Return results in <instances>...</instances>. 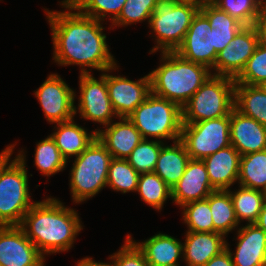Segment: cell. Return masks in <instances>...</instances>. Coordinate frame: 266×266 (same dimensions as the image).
Listing matches in <instances>:
<instances>
[{
	"mask_svg": "<svg viewBox=\"0 0 266 266\" xmlns=\"http://www.w3.org/2000/svg\"><path fill=\"white\" fill-rule=\"evenodd\" d=\"M59 3L67 11L45 9L52 33L53 60L59 66H80V74H90V68L104 72L117 66L106 42L103 22L84 15L67 0Z\"/></svg>",
	"mask_w": 266,
	"mask_h": 266,
	"instance_id": "obj_1",
	"label": "cell"
},
{
	"mask_svg": "<svg viewBox=\"0 0 266 266\" xmlns=\"http://www.w3.org/2000/svg\"><path fill=\"white\" fill-rule=\"evenodd\" d=\"M80 220L74 208L47 196L32 205L19 226L45 257L46 254L66 252L73 247L75 238L83 230Z\"/></svg>",
	"mask_w": 266,
	"mask_h": 266,
	"instance_id": "obj_2",
	"label": "cell"
},
{
	"mask_svg": "<svg viewBox=\"0 0 266 266\" xmlns=\"http://www.w3.org/2000/svg\"><path fill=\"white\" fill-rule=\"evenodd\" d=\"M160 55L161 64L149 73L151 92L182 108L212 72L175 51L161 52Z\"/></svg>",
	"mask_w": 266,
	"mask_h": 266,
	"instance_id": "obj_3",
	"label": "cell"
},
{
	"mask_svg": "<svg viewBox=\"0 0 266 266\" xmlns=\"http://www.w3.org/2000/svg\"><path fill=\"white\" fill-rule=\"evenodd\" d=\"M15 146L8 145L0 153V226L20 225L35 203L29 191L24 149L11 160Z\"/></svg>",
	"mask_w": 266,
	"mask_h": 266,
	"instance_id": "obj_4",
	"label": "cell"
},
{
	"mask_svg": "<svg viewBox=\"0 0 266 266\" xmlns=\"http://www.w3.org/2000/svg\"><path fill=\"white\" fill-rule=\"evenodd\" d=\"M200 5L177 0H157L149 20L156 45L149 53L176 51L182 44Z\"/></svg>",
	"mask_w": 266,
	"mask_h": 266,
	"instance_id": "obj_5",
	"label": "cell"
},
{
	"mask_svg": "<svg viewBox=\"0 0 266 266\" xmlns=\"http://www.w3.org/2000/svg\"><path fill=\"white\" fill-rule=\"evenodd\" d=\"M128 119L141 133L143 139L149 137L162 141L181 138L182 108L176 103L159 97L152 92L129 116Z\"/></svg>",
	"mask_w": 266,
	"mask_h": 266,
	"instance_id": "obj_6",
	"label": "cell"
},
{
	"mask_svg": "<svg viewBox=\"0 0 266 266\" xmlns=\"http://www.w3.org/2000/svg\"><path fill=\"white\" fill-rule=\"evenodd\" d=\"M111 154L96 137L94 141L75 158L70 170L69 188L74 203H82L95 197L107 187V175Z\"/></svg>",
	"mask_w": 266,
	"mask_h": 266,
	"instance_id": "obj_7",
	"label": "cell"
},
{
	"mask_svg": "<svg viewBox=\"0 0 266 266\" xmlns=\"http://www.w3.org/2000/svg\"><path fill=\"white\" fill-rule=\"evenodd\" d=\"M234 86L233 78L211 74L182 107L183 124L230 116Z\"/></svg>",
	"mask_w": 266,
	"mask_h": 266,
	"instance_id": "obj_8",
	"label": "cell"
},
{
	"mask_svg": "<svg viewBox=\"0 0 266 266\" xmlns=\"http://www.w3.org/2000/svg\"><path fill=\"white\" fill-rule=\"evenodd\" d=\"M180 140L191 159L203 160L231 145L230 116L183 124Z\"/></svg>",
	"mask_w": 266,
	"mask_h": 266,
	"instance_id": "obj_9",
	"label": "cell"
},
{
	"mask_svg": "<svg viewBox=\"0 0 266 266\" xmlns=\"http://www.w3.org/2000/svg\"><path fill=\"white\" fill-rule=\"evenodd\" d=\"M99 79V80H98ZM96 79L90 74H80L78 107L75 105V115L85 120L100 123L103 127L109 125L116 117L109 98L106 85V70ZM113 117V118H112Z\"/></svg>",
	"mask_w": 266,
	"mask_h": 266,
	"instance_id": "obj_10",
	"label": "cell"
},
{
	"mask_svg": "<svg viewBox=\"0 0 266 266\" xmlns=\"http://www.w3.org/2000/svg\"><path fill=\"white\" fill-rule=\"evenodd\" d=\"M34 95L49 123L67 122L75 117L76 92L57 73L50 74Z\"/></svg>",
	"mask_w": 266,
	"mask_h": 266,
	"instance_id": "obj_11",
	"label": "cell"
},
{
	"mask_svg": "<svg viewBox=\"0 0 266 266\" xmlns=\"http://www.w3.org/2000/svg\"><path fill=\"white\" fill-rule=\"evenodd\" d=\"M175 52L213 72L218 54L214 49V28L200 11L193 17L182 44Z\"/></svg>",
	"mask_w": 266,
	"mask_h": 266,
	"instance_id": "obj_12",
	"label": "cell"
},
{
	"mask_svg": "<svg viewBox=\"0 0 266 266\" xmlns=\"http://www.w3.org/2000/svg\"><path fill=\"white\" fill-rule=\"evenodd\" d=\"M118 66L106 70V85L112 107L119 117H128L151 93L150 75L132 81L126 76L110 75Z\"/></svg>",
	"mask_w": 266,
	"mask_h": 266,
	"instance_id": "obj_13",
	"label": "cell"
},
{
	"mask_svg": "<svg viewBox=\"0 0 266 266\" xmlns=\"http://www.w3.org/2000/svg\"><path fill=\"white\" fill-rule=\"evenodd\" d=\"M257 46L258 36L254 26H244L237 32L232 42L218 52L212 74L235 79Z\"/></svg>",
	"mask_w": 266,
	"mask_h": 266,
	"instance_id": "obj_14",
	"label": "cell"
},
{
	"mask_svg": "<svg viewBox=\"0 0 266 266\" xmlns=\"http://www.w3.org/2000/svg\"><path fill=\"white\" fill-rule=\"evenodd\" d=\"M44 260L19 225L0 226V266H45Z\"/></svg>",
	"mask_w": 266,
	"mask_h": 266,
	"instance_id": "obj_15",
	"label": "cell"
},
{
	"mask_svg": "<svg viewBox=\"0 0 266 266\" xmlns=\"http://www.w3.org/2000/svg\"><path fill=\"white\" fill-rule=\"evenodd\" d=\"M214 191L204 162L190 159L183 176L171 189V199L181 207L192 201L206 199Z\"/></svg>",
	"mask_w": 266,
	"mask_h": 266,
	"instance_id": "obj_16",
	"label": "cell"
},
{
	"mask_svg": "<svg viewBox=\"0 0 266 266\" xmlns=\"http://www.w3.org/2000/svg\"><path fill=\"white\" fill-rule=\"evenodd\" d=\"M239 227L234 253L230 250V244L226 242L234 266H266V233L256 224Z\"/></svg>",
	"mask_w": 266,
	"mask_h": 266,
	"instance_id": "obj_17",
	"label": "cell"
},
{
	"mask_svg": "<svg viewBox=\"0 0 266 266\" xmlns=\"http://www.w3.org/2000/svg\"><path fill=\"white\" fill-rule=\"evenodd\" d=\"M230 141L241 156L265 150L266 127L233 108L230 112Z\"/></svg>",
	"mask_w": 266,
	"mask_h": 266,
	"instance_id": "obj_18",
	"label": "cell"
},
{
	"mask_svg": "<svg viewBox=\"0 0 266 266\" xmlns=\"http://www.w3.org/2000/svg\"><path fill=\"white\" fill-rule=\"evenodd\" d=\"M118 119L119 122L112 121L109 125L104 126V130L95 129L96 137L112 158L126 159L143 140V137L128 117H119Z\"/></svg>",
	"mask_w": 266,
	"mask_h": 266,
	"instance_id": "obj_19",
	"label": "cell"
},
{
	"mask_svg": "<svg viewBox=\"0 0 266 266\" xmlns=\"http://www.w3.org/2000/svg\"><path fill=\"white\" fill-rule=\"evenodd\" d=\"M240 158L241 154L230 145L202 160L215 190H229L238 182Z\"/></svg>",
	"mask_w": 266,
	"mask_h": 266,
	"instance_id": "obj_20",
	"label": "cell"
},
{
	"mask_svg": "<svg viewBox=\"0 0 266 266\" xmlns=\"http://www.w3.org/2000/svg\"><path fill=\"white\" fill-rule=\"evenodd\" d=\"M185 238L183 260L186 266H204L226 249V237L219 232L186 231Z\"/></svg>",
	"mask_w": 266,
	"mask_h": 266,
	"instance_id": "obj_21",
	"label": "cell"
},
{
	"mask_svg": "<svg viewBox=\"0 0 266 266\" xmlns=\"http://www.w3.org/2000/svg\"><path fill=\"white\" fill-rule=\"evenodd\" d=\"M127 236L143 252L149 266H179V258L183 259V243L168 234L158 233L143 242Z\"/></svg>",
	"mask_w": 266,
	"mask_h": 266,
	"instance_id": "obj_22",
	"label": "cell"
},
{
	"mask_svg": "<svg viewBox=\"0 0 266 266\" xmlns=\"http://www.w3.org/2000/svg\"><path fill=\"white\" fill-rule=\"evenodd\" d=\"M54 129L50 135L66 161L72 156H79L96 138L95 130L87 132V129L75 123L74 118L56 123Z\"/></svg>",
	"mask_w": 266,
	"mask_h": 266,
	"instance_id": "obj_23",
	"label": "cell"
},
{
	"mask_svg": "<svg viewBox=\"0 0 266 266\" xmlns=\"http://www.w3.org/2000/svg\"><path fill=\"white\" fill-rule=\"evenodd\" d=\"M190 159L184 143L179 139L170 146H162L154 172L172 189L183 176Z\"/></svg>",
	"mask_w": 266,
	"mask_h": 266,
	"instance_id": "obj_24",
	"label": "cell"
},
{
	"mask_svg": "<svg viewBox=\"0 0 266 266\" xmlns=\"http://www.w3.org/2000/svg\"><path fill=\"white\" fill-rule=\"evenodd\" d=\"M199 11L214 28V49L217 53L232 42L237 32L244 27L241 22L231 17L227 12L221 11L211 2L200 5Z\"/></svg>",
	"mask_w": 266,
	"mask_h": 266,
	"instance_id": "obj_25",
	"label": "cell"
},
{
	"mask_svg": "<svg viewBox=\"0 0 266 266\" xmlns=\"http://www.w3.org/2000/svg\"><path fill=\"white\" fill-rule=\"evenodd\" d=\"M234 108L266 127V93L258 85L235 84Z\"/></svg>",
	"mask_w": 266,
	"mask_h": 266,
	"instance_id": "obj_26",
	"label": "cell"
},
{
	"mask_svg": "<svg viewBox=\"0 0 266 266\" xmlns=\"http://www.w3.org/2000/svg\"><path fill=\"white\" fill-rule=\"evenodd\" d=\"M209 206L212 214L214 232L227 237L229 232L237 230L239 223L236 219L230 193L227 190H216L209 195Z\"/></svg>",
	"mask_w": 266,
	"mask_h": 266,
	"instance_id": "obj_27",
	"label": "cell"
},
{
	"mask_svg": "<svg viewBox=\"0 0 266 266\" xmlns=\"http://www.w3.org/2000/svg\"><path fill=\"white\" fill-rule=\"evenodd\" d=\"M232 198L236 219L246 224H255L265 202V193L239 185L237 191L227 190Z\"/></svg>",
	"mask_w": 266,
	"mask_h": 266,
	"instance_id": "obj_28",
	"label": "cell"
},
{
	"mask_svg": "<svg viewBox=\"0 0 266 266\" xmlns=\"http://www.w3.org/2000/svg\"><path fill=\"white\" fill-rule=\"evenodd\" d=\"M238 183L246 188L266 191V149L241 156Z\"/></svg>",
	"mask_w": 266,
	"mask_h": 266,
	"instance_id": "obj_29",
	"label": "cell"
},
{
	"mask_svg": "<svg viewBox=\"0 0 266 266\" xmlns=\"http://www.w3.org/2000/svg\"><path fill=\"white\" fill-rule=\"evenodd\" d=\"M36 146L34 164L43 176L49 177L65 170L70 161L63 158L51 135L39 141Z\"/></svg>",
	"mask_w": 266,
	"mask_h": 266,
	"instance_id": "obj_30",
	"label": "cell"
},
{
	"mask_svg": "<svg viewBox=\"0 0 266 266\" xmlns=\"http://www.w3.org/2000/svg\"><path fill=\"white\" fill-rule=\"evenodd\" d=\"M141 201L161 211L165 201L171 197V188L155 173H143L139 176L137 190Z\"/></svg>",
	"mask_w": 266,
	"mask_h": 266,
	"instance_id": "obj_31",
	"label": "cell"
},
{
	"mask_svg": "<svg viewBox=\"0 0 266 266\" xmlns=\"http://www.w3.org/2000/svg\"><path fill=\"white\" fill-rule=\"evenodd\" d=\"M139 176L126 159L112 158L109 163L107 186L123 194L136 192Z\"/></svg>",
	"mask_w": 266,
	"mask_h": 266,
	"instance_id": "obj_32",
	"label": "cell"
},
{
	"mask_svg": "<svg viewBox=\"0 0 266 266\" xmlns=\"http://www.w3.org/2000/svg\"><path fill=\"white\" fill-rule=\"evenodd\" d=\"M211 3L244 26L253 25L266 7V0H212Z\"/></svg>",
	"mask_w": 266,
	"mask_h": 266,
	"instance_id": "obj_33",
	"label": "cell"
},
{
	"mask_svg": "<svg viewBox=\"0 0 266 266\" xmlns=\"http://www.w3.org/2000/svg\"><path fill=\"white\" fill-rule=\"evenodd\" d=\"M182 219L190 232H214L209 196L203 200L192 201L181 206Z\"/></svg>",
	"mask_w": 266,
	"mask_h": 266,
	"instance_id": "obj_34",
	"label": "cell"
},
{
	"mask_svg": "<svg viewBox=\"0 0 266 266\" xmlns=\"http://www.w3.org/2000/svg\"><path fill=\"white\" fill-rule=\"evenodd\" d=\"M164 144L159 140L143 139L126 160L139 174L154 172L158 155Z\"/></svg>",
	"mask_w": 266,
	"mask_h": 266,
	"instance_id": "obj_35",
	"label": "cell"
},
{
	"mask_svg": "<svg viewBox=\"0 0 266 266\" xmlns=\"http://www.w3.org/2000/svg\"><path fill=\"white\" fill-rule=\"evenodd\" d=\"M70 2L75 9L83 13L84 15L90 16L105 21L104 18L109 16L113 23L122 11L126 0H67Z\"/></svg>",
	"mask_w": 266,
	"mask_h": 266,
	"instance_id": "obj_36",
	"label": "cell"
},
{
	"mask_svg": "<svg viewBox=\"0 0 266 266\" xmlns=\"http://www.w3.org/2000/svg\"><path fill=\"white\" fill-rule=\"evenodd\" d=\"M157 0H126L118 18L111 23L109 29L115 26H127L138 22L146 21L149 24ZM114 26V27H112Z\"/></svg>",
	"mask_w": 266,
	"mask_h": 266,
	"instance_id": "obj_37",
	"label": "cell"
},
{
	"mask_svg": "<svg viewBox=\"0 0 266 266\" xmlns=\"http://www.w3.org/2000/svg\"><path fill=\"white\" fill-rule=\"evenodd\" d=\"M264 80H266V48L258 44L234 81L235 84L258 85Z\"/></svg>",
	"mask_w": 266,
	"mask_h": 266,
	"instance_id": "obj_38",
	"label": "cell"
},
{
	"mask_svg": "<svg viewBox=\"0 0 266 266\" xmlns=\"http://www.w3.org/2000/svg\"><path fill=\"white\" fill-rule=\"evenodd\" d=\"M108 259L115 266H149L143 252L128 236H126L124 245Z\"/></svg>",
	"mask_w": 266,
	"mask_h": 266,
	"instance_id": "obj_39",
	"label": "cell"
},
{
	"mask_svg": "<svg viewBox=\"0 0 266 266\" xmlns=\"http://www.w3.org/2000/svg\"><path fill=\"white\" fill-rule=\"evenodd\" d=\"M253 26L257 32L258 44L266 48V7L261 11Z\"/></svg>",
	"mask_w": 266,
	"mask_h": 266,
	"instance_id": "obj_40",
	"label": "cell"
},
{
	"mask_svg": "<svg viewBox=\"0 0 266 266\" xmlns=\"http://www.w3.org/2000/svg\"><path fill=\"white\" fill-rule=\"evenodd\" d=\"M204 266H234L230 251L226 248L212 257Z\"/></svg>",
	"mask_w": 266,
	"mask_h": 266,
	"instance_id": "obj_41",
	"label": "cell"
},
{
	"mask_svg": "<svg viewBox=\"0 0 266 266\" xmlns=\"http://www.w3.org/2000/svg\"><path fill=\"white\" fill-rule=\"evenodd\" d=\"M75 266H115L113 263H111V261L108 263L105 262H96L94 259H92L91 257H85L81 260H79V262H77V264Z\"/></svg>",
	"mask_w": 266,
	"mask_h": 266,
	"instance_id": "obj_42",
	"label": "cell"
},
{
	"mask_svg": "<svg viewBox=\"0 0 266 266\" xmlns=\"http://www.w3.org/2000/svg\"><path fill=\"white\" fill-rule=\"evenodd\" d=\"M255 224L266 233V201L263 204L262 210Z\"/></svg>",
	"mask_w": 266,
	"mask_h": 266,
	"instance_id": "obj_43",
	"label": "cell"
},
{
	"mask_svg": "<svg viewBox=\"0 0 266 266\" xmlns=\"http://www.w3.org/2000/svg\"><path fill=\"white\" fill-rule=\"evenodd\" d=\"M177 1H182V2H193L199 5L204 4L205 2H208L207 0H177Z\"/></svg>",
	"mask_w": 266,
	"mask_h": 266,
	"instance_id": "obj_44",
	"label": "cell"
},
{
	"mask_svg": "<svg viewBox=\"0 0 266 266\" xmlns=\"http://www.w3.org/2000/svg\"><path fill=\"white\" fill-rule=\"evenodd\" d=\"M258 86L266 93V80L262 81Z\"/></svg>",
	"mask_w": 266,
	"mask_h": 266,
	"instance_id": "obj_45",
	"label": "cell"
}]
</instances>
